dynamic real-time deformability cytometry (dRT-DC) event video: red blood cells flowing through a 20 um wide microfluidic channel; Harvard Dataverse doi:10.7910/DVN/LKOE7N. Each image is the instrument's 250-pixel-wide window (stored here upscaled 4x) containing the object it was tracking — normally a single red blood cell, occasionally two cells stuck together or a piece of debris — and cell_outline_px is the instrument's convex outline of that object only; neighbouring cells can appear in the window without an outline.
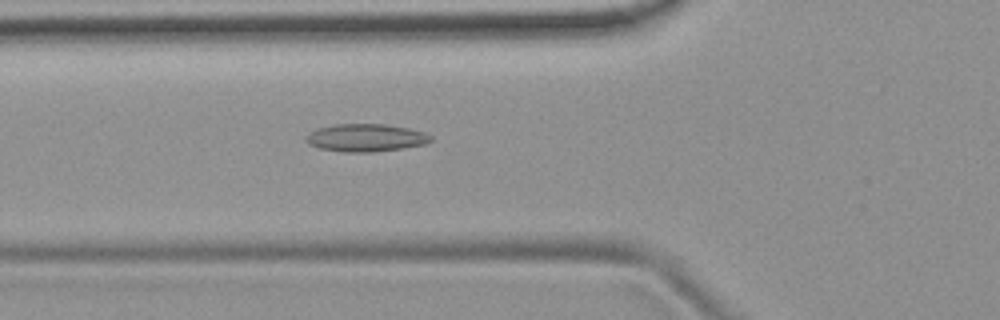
{"species": "common noctule bat (a hibernating species)", "species_latin": "Nyctalus noctula", "temperature_condition": "room temperature", "stored_images_in_passage": 36, "camera_frame_rate_fps": 3000, "um_per_image_px": 0.085, "animal": {"sex": "female", "body_mass_g": 19.9}, "frame": {"image": 1, "passage_image": 8, "time_ms": 2.333, "image_size_px": [1000, 320], "cell_outline_px": [[432, 140], [424, 144], [400, 148], [372, 152], [340, 152], [320, 148], [308, 144], [304, 140], [308, 132], [320, 128], [336, 124], [384, 124], [408, 128], [424, 132], [432, 136]], "centroid_in_image_um": [31.06, 11.71], "position_along_channel_um": 94.7, "area_um2": 20.06}}
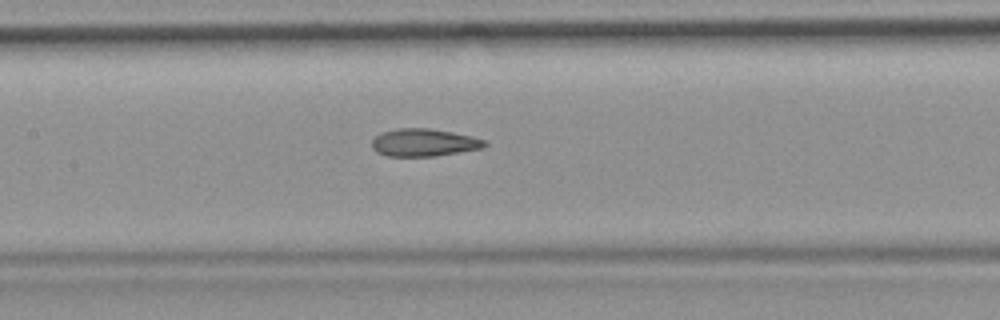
{"frame": {"image": 2, "passage_image": 14, "time_ms": 4.333, "image_size_px": [1000, 320], "cell_outline_px": [[488, 144], [484, 148], [432, 156], [388, 156], [376, 152], [372, 148], [372, 140], [376, 136], [384, 132], [400, 128], [428, 128], [452, 132], [472, 136], [484, 140]], "centroid_in_image_um": [36.04, 12.12], "position_along_channel_um": 171.4, "area_um2": 17.98}}
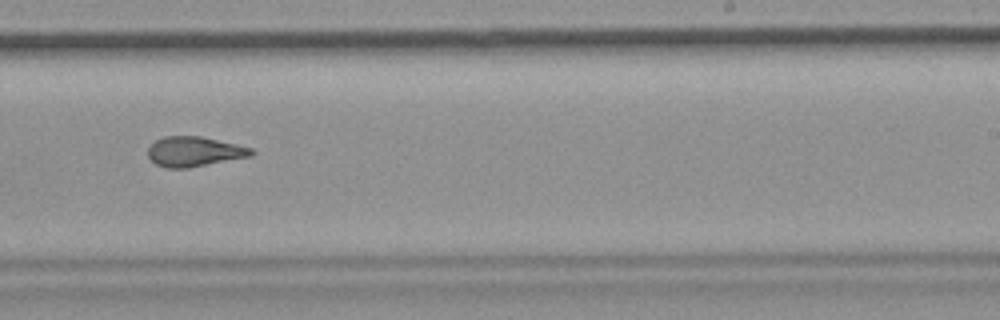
{"frame": {"image": 3, "passage_image": 22, "time_ms": 7.0, "image_size_px": [1000, 320], "cell_outline_px": [[256, 152], [252, 156], [188, 168], [168, 168], [156, 164], [148, 156], [148, 148], [156, 140], [164, 136], [200, 136], [236, 144], [252, 148]], "centroid_in_image_um": [16.53, 12.88], "position_along_channel_um": 272.5, "area_um2": 17.98}, "authors_computed_cell_mechanics": {"area_um2": 18.1492, "velocity_mm_per_s": 3.8187, "shape_relaxation_time_tau1_ms": null, "shape_relaxation_time_tau2_ms": 2.2218, "deformation_change_tau1": null, "deformation_change_tau2": 0.1146}}